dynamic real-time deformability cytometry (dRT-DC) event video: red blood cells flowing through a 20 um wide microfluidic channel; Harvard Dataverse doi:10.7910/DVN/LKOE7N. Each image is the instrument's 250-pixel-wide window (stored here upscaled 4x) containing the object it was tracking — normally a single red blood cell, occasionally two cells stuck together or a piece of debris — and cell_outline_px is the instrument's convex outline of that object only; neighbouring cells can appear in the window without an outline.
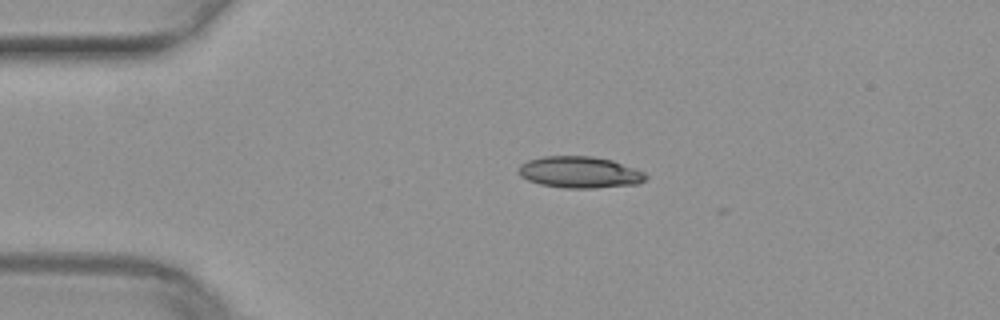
{"species": "common noctule bat (a hibernating species)", "species_latin": "Nyctalus noctula", "temperature_condition": "warm", "stored_images_in_passage": 7, "camera_frame_rate_fps": 3000, "um_per_image_px": 0.085, "animal": {"sex": "female", "body_mass_g": 29.2, "forearm_length_mm": 56.3}, "frame": {"image": 1, "passage_image": 1, "time_ms": 0.0, "image_size_px": [1000, 320], "cell_outline_px": [[648, 176], [640, 184], [596, 188], [564, 188], [540, 184], [528, 180], [520, 176], [516, 172], [520, 164], [528, 160], [544, 156], [592, 156], [612, 160], [644, 172]], "centroid_in_image_um": [49.25, 14.64], "position_along_channel_um": 35.7, "area_um2": 23.52}}